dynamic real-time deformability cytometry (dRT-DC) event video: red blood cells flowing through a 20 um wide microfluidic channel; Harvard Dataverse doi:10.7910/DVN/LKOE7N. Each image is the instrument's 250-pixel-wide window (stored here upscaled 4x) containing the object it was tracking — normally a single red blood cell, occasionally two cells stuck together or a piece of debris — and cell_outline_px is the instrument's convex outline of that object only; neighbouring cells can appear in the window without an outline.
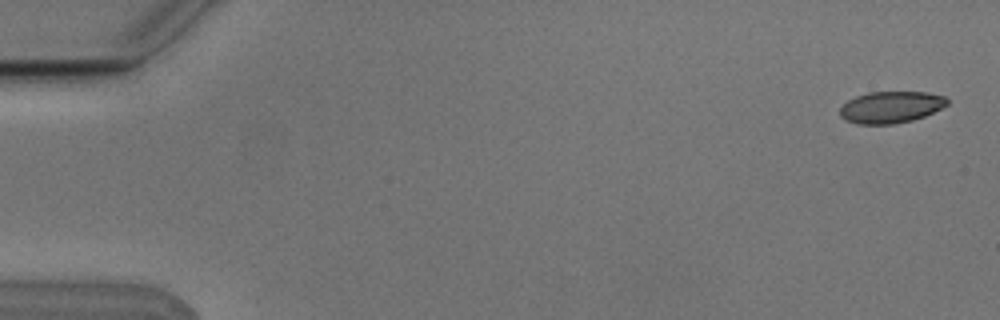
{"species": "Egyptian fruit bat (a non-hibernating species)", "species_latin": "Rousettus aegyptiacus", "temperature_condition": "cold", "stored_images_in_passage": 6, "camera_frame_rate_fps": 3000, "um_per_image_px": 0.085, "animal": {"sex": "male"}, "frame": {"image": 1, "passage_image": 1, "time_ms": 0.0, "image_size_px": [1000, 320], "cell_outline_px": [[948, 104], [924, 116], [912, 120], [892, 124], [856, 124], [844, 120], [840, 116], [840, 108], [848, 100], [856, 96], [868, 92], [924, 92], [944, 96], [948, 100]], "centroid_in_image_um": [75.68, 9.11], "position_along_channel_um": 9.3, "area_um2": 19.71}}